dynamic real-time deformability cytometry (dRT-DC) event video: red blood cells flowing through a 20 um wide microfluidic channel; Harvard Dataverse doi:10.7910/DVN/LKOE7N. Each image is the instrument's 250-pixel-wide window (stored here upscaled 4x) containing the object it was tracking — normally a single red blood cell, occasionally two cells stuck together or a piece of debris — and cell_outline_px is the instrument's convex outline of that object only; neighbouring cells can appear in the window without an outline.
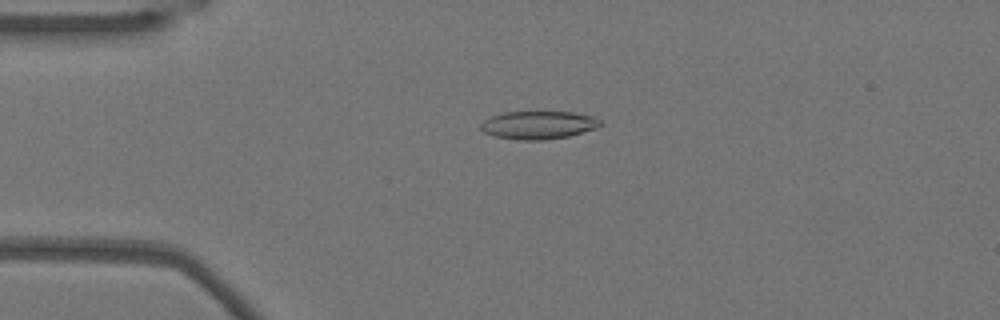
{"species": "Egyptian fruit bat (a non-hibernating species)", "species_latin": "Rousettus aegyptiacus", "temperature_condition": "warm", "stored_images_in_passage": 53, "camera_frame_rate_fps": 3000, "um_per_image_px": 0.085, "animal": {"sex": "female"}, "frame": {"image": 1, "passage_image": 12, "time_ms": 3.667, "image_size_px": [1000, 320], "cell_outline_px": [[604, 124], [596, 128], [568, 136], [544, 140], [516, 140], [492, 136], [484, 132], [480, 128], [480, 124], [484, 120], [492, 116], [504, 112], [572, 112], [596, 116]], "centroid_in_image_um": [45.77, 10.63], "position_along_channel_um": 39.2, "area_um2": 19.71}}
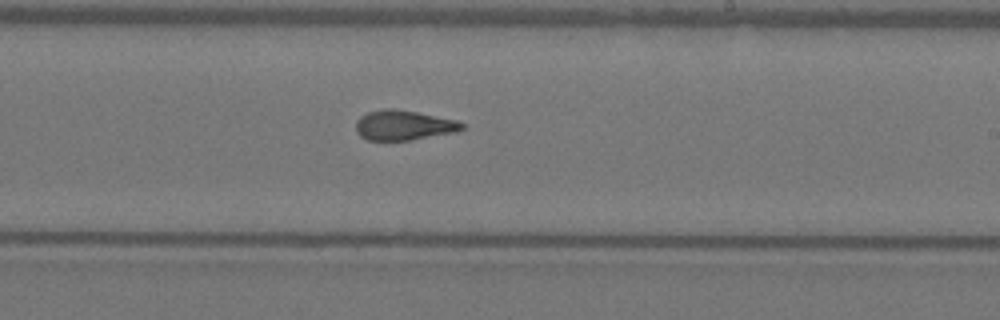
{"frame": {"image": 2, "passage_image": 31, "time_ms": 10.0, "image_size_px": [1000, 320], "cell_outline_px": [[464, 128], [456, 132], [408, 140], [368, 140], [360, 136], [356, 132], [356, 120], [360, 116], [368, 112], [384, 108], [396, 108], [456, 120], [464, 124]], "centroid_in_image_um": [34.27, 10.64], "position_along_channel_um": 254.7, "area_um2": 18.44}}
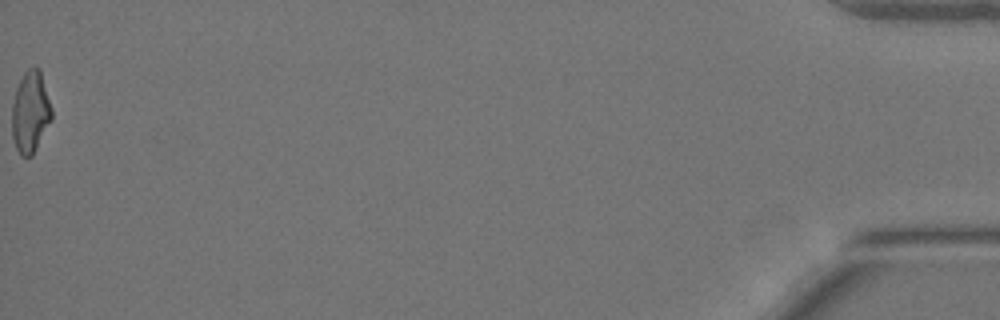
{"frame": {"image": 3, "passage_image": 53, "time_ms": 17.333, "image_size_px": [1000, 320], "cell_outline_px": [[52, 120], [32, 156], [20, 156], [16, 148], [12, 136], [12, 104], [16, 88], [24, 72], [28, 68], [40, 68], [52, 108]], "centroid_in_image_um": [2.59, 9.53], "position_along_channel_um": 432.6, "area_um2": 19.02}, "authors_computed_cell_mechanics": {"area_um2": 19.1318, "velocity_mm_per_s": 3.8388, "shape_relaxation_time_tau1_ms": null, "shape_relaxation_time_tau2_ms": 1.8965, "deformation_change_tau1": null, "deformation_change_tau2": 0.0994}}